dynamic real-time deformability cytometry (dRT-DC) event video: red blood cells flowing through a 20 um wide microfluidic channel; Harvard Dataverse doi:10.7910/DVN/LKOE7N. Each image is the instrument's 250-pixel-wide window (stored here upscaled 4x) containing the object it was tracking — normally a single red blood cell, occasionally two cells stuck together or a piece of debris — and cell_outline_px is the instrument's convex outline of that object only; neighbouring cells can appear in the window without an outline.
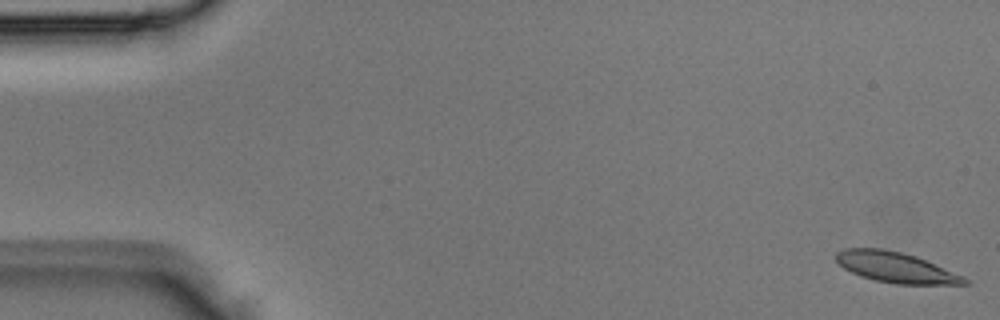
{"species": "Egyptian fruit bat (a non-hibernating species)", "species_latin": "Rousettus aegyptiacus", "temperature_condition": "room temperature", "stored_images_in_passage": 4, "camera_frame_rate_fps": 3000, "um_per_image_px": 0.085, "animal": {"sex": "male"}, "frame": {"image": 1, "passage_image": 1, "time_ms": 0.0, "image_size_px": [1000, 320], "cell_outline_px": [[972, 284], [896, 284], [876, 280], [860, 276], [844, 268], [836, 260], [836, 252], [844, 248], [884, 248], [916, 256], [964, 276], [972, 280]], "centroid_in_image_um": [76.18, 22.73], "position_along_channel_um": 8.8, "area_um2": 22.83}}
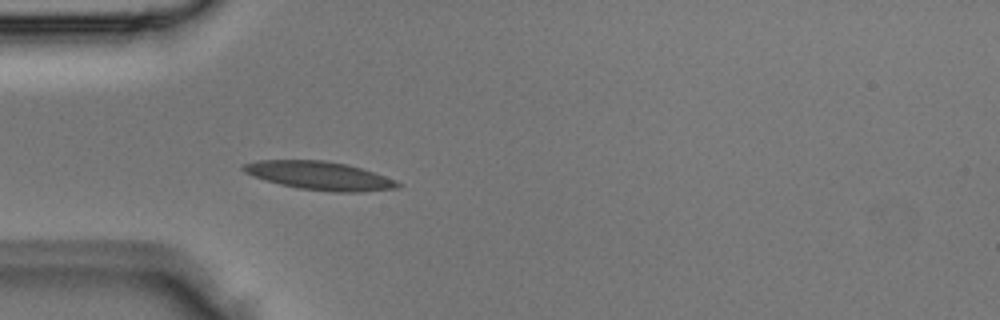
{"frame": {"image": 2, "passage_image": 4, "time_ms": 1.0, "image_size_px": [1000, 320], "cell_outline_px": [[404, 184], [396, 188], [364, 192], [332, 192], [300, 188], [280, 184], [252, 176], [244, 172], [240, 168], [244, 164], [260, 160], [324, 160], [348, 164], [396, 180]], "centroid_in_image_um": [27.17, 14.93], "position_along_channel_um": 57.8, "area_um2": 25.49}}